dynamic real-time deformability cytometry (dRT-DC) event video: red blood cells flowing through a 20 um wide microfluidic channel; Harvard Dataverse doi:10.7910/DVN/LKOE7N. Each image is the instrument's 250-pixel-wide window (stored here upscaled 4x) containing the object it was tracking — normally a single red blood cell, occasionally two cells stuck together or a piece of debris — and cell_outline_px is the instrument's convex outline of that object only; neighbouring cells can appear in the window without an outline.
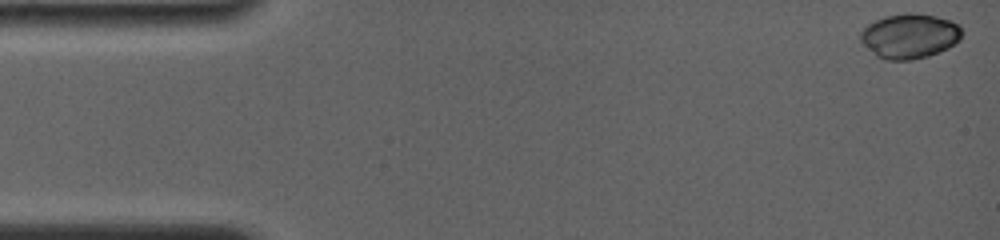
{"species": "common noctule bat (a hibernating species)", "species_latin": "Nyctalus noctula", "temperature_condition": "room temperature", "stored_images_in_passage": 51, "camera_frame_rate_fps": 4000, "um_per_image_px": 0.085, "animal": {"sex": "female", "body_mass_g": 19.0, "forearm_length_mm": 56.7}, "frame": {"image": 1, "passage_image": 1, "time_ms": 0.0, "image_size_px": [1000, 240], "cell_outline_px": [[964, 32], [960, 40], [948, 48], [928, 56], [912, 60], [888, 60], [876, 56], [860, 40], [860, 32], [868, 24], [884, 16], [908, 12], [916, 12], [936, 16], [952, 20], [960, 24]], "centroid_in_image_um": [77.36, 3.04], "position_along_channel_um": 7.6, "area_um2": 26.82}}
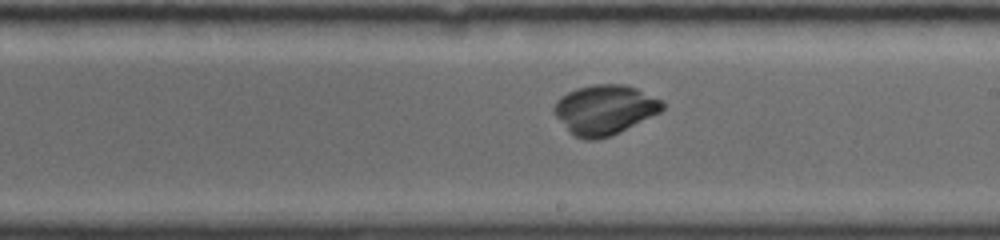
{"frame": {"image": 2, "passage_image": 29, "time_ms": 9.25, "image_size_px": [1000, 240], "cell_outline_px": [[664, 108], [660, 112], [612, 136], [596, 140], [584, 140], [568, 132], [552, 112], [552, 108], [556, 100], [560, 96], [576, 88], [596, 84], [624, 84], [636, 88], [664, 100]], "centroid_in_image_um": [51.37, 9.33], "position_along_channel_um": 237.6, "area_um2": 31.73}}
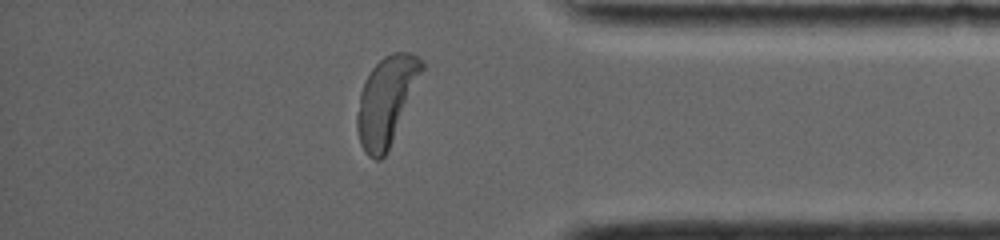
{"frame": {"image": 3, "passage_image": 51, "time_ms": 13.75, "image_size_px": [1000, 240], "cell_outline_px": [[424, 68], [388, 148], [384, 156], [380, 160], [376, 160], [368, 156], [364, 152], [360, 144], [356, 128], [356, 116], [360, 92], [364, 80], [372, 68], [384, 56], [392, 52], [412, 52], [424, 64]], "centroid_in_image_um": [32.79, 8.55], "position_along_channel_um": 402.4, "area_um2": 32.66}}